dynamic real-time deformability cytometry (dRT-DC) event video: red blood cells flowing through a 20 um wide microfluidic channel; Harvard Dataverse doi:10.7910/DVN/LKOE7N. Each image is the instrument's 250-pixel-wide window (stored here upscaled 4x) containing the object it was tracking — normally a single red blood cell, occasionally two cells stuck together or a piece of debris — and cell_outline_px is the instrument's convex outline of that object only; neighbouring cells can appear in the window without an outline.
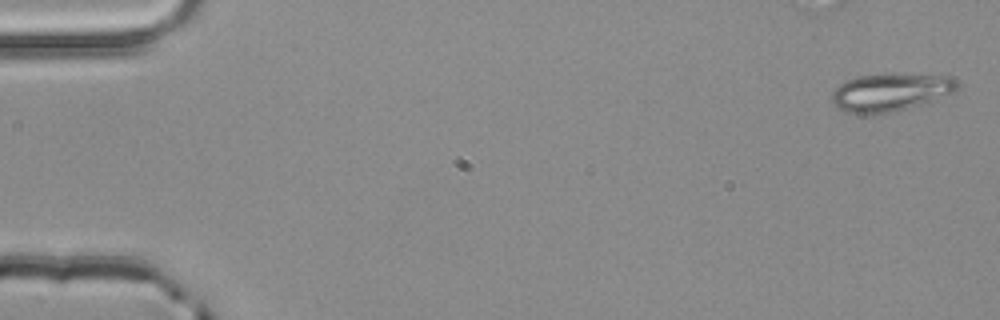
{"species": "common noctule bat (a hibernating species)", "species_latin": "Nyctalus noctula", "temperature_condition": "room temperature", "stored_images_in_passage": 4, "camera_frame_rate_fps": 3000, "um_per_image_px": 0.085, "animal": {"sex": "male", "body_mass_g": 20.4}, "frame": {"image": 1, "passage_image": 1, "time_ms": 0.0, "image_size_px": [1000, 320], "cell_outline_px": [[956, 88], [952, 92], [932, 100], [920, 104], [888, 112], [868, 116], [844, 112], [832, 100], [832, 92], [844, 80], [856, 76], [884, 72], [896, 72], [952, 76], [956, 80]], "centroid_in_image_um": [75.63, 7.8], "position_along_channel_um": 9.4, "area_um2": 28.09}}